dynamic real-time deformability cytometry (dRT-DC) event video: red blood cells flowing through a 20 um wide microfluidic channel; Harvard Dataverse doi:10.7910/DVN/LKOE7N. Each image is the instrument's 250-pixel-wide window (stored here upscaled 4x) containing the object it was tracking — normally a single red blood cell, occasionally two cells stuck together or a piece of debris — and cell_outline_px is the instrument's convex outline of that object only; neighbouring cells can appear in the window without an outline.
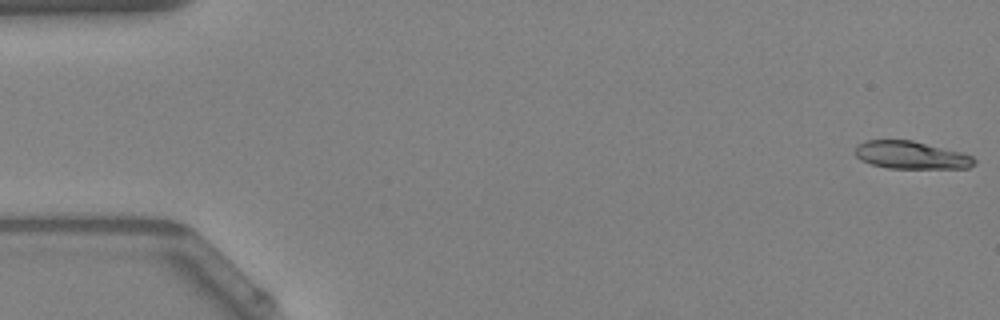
{"species": "Egyptian fruit bat (a non-hibernating species)", "species_latin": "Rousettus aegyptiacus", "temperature_condition": "warm", "stored_images_in_passage": 51, "camera_frame_rate_fps": 3000, "um_per_image_px": 0.085, "animal": {"sex": "female"}, "frame": {"image": 1, "passage_image": 1, "time_ms": 0.0, "image_size_px": [1000, 320], "cell_outline_px": [[976, 164], [968, 168], [888, 168], [872, 164], [860, 160], [856, 156], [856, 144], [868, 140], [912, 140], [964, 152], [972, 156], [976, 160]], "centroid_in_image_um": [77.48, 13.18], "position_along_channel_um": 7.5, "area_um2": 19.36}}
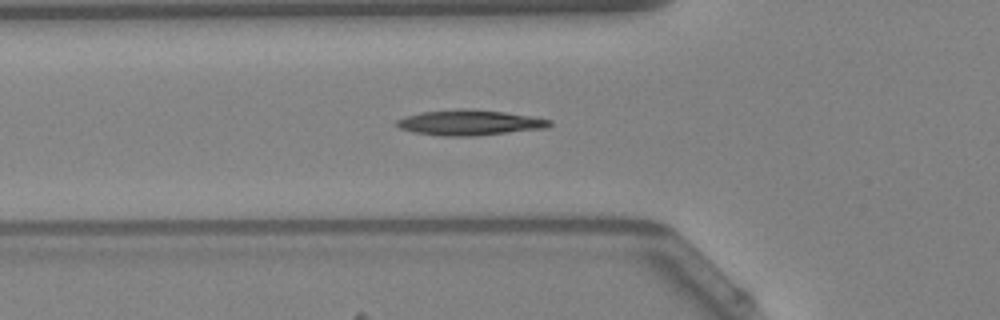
{"frame": {"image": 2, "passage_image": 18, "time_ms": 5.667, "image_size_px": [1000, 320], "cell_outline_px": [[552, 124], [548, 128], [472, 136], [440, 136], [412, 132], [400, 128], [396, 124], [396, 120], [420, 112], [464, 108], [504, 112], [532, 116], [552, 120]], "centroid_in_image_um": [39.93, 10.42], "position_along_channel_um": 85.9, "area_um2": 22.6}}
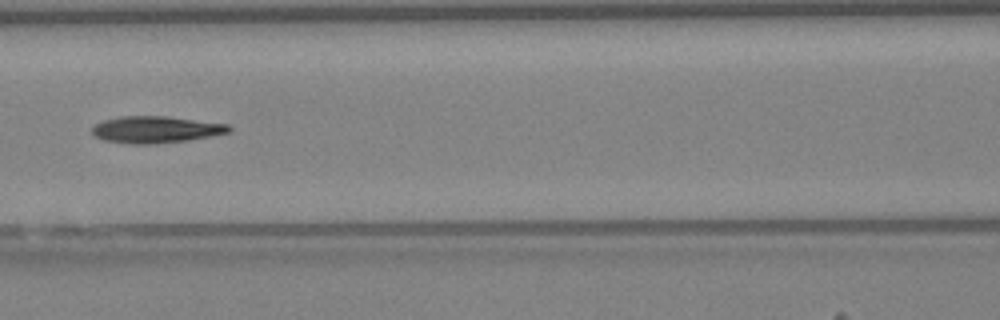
{"frame": {"image": 3, "passage_image": 23, "time_ms": 7.333, "image_size_px": [1000, 320], "cell_outline_px": [[232, 132], [212, 136], [188, 140], [156, 144], [128, 144], [104, 140], [96, 136], [92, 132], [92, 128], [96, 124], [104, 120], [120, 116], [168, 116], [228, 124], [232, 128]], "centroid_in_image_um": [13.28, 11.01], "position_along_channel_um": 153.3, "area_um2": 21.5}, "authors_computed_cell_mechanics": {"area_um2": 20.3456, "velocity_mm_per_s": 4.0314, "shape_relaxation_time_tau1_ms": 8.0168, "shape_relaxation_time_tau2_ms": null, "deformation_change_tau1": 0.2187, "deformation_change_tau2": null}}